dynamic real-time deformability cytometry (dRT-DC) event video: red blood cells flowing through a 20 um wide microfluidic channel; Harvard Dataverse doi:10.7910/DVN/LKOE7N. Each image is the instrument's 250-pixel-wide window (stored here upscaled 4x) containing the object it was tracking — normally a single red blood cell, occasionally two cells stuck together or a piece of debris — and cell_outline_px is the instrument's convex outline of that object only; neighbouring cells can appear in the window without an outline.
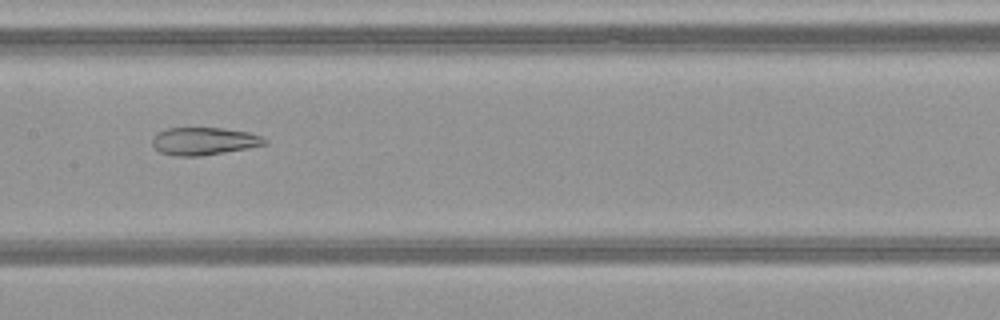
{"species": "common noctule bat (a hibernating species)", "species_latin": "Nyctalus noctula", "temperature_condition": "warm", "stored_images_in_passage": 41, "camera_frame_rate_fps": 3000, "um_per_image_px": 0.085, "animal": {"sex": "female", "body_mass_g": 21.9}, "frame": {"image": 1, "passage_image": 17, "time_ms": 5.333, "image_size_px": [1000, 320], "cell_outline_px": [[268, 144], [248, 148], [200, 156], [176, 156], [160, 152], [152, 144], [152, 136], [168, 128], [220, 128], [248, 132], [264, 136], [268, 140]], "centroid_in_image_um": [17.37, 12.0], "position_along_channel_um": 190.0, "area_um2": 18.09}}
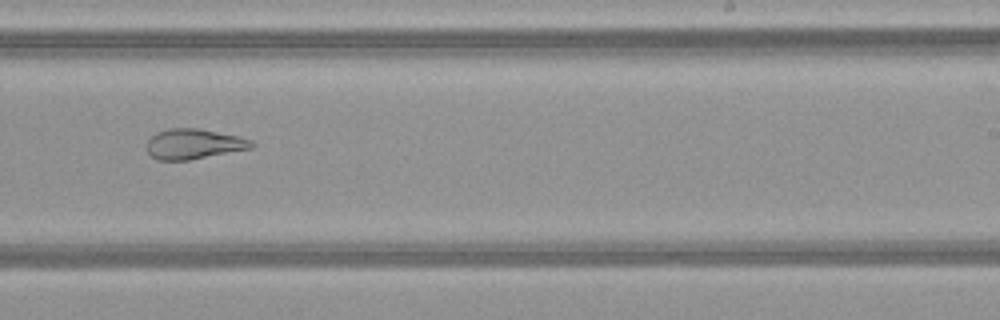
{"frame": {"image": 2, "passage_image": 23, "time_ms": 7.333, "image_size_px": [1000, 320], "cell_outline_px": [[256, 144], [252, 148], [188, 160], [156, 160], [148, 152], [148, 140], [156, 132], [172, 128], [200, 128], [240, 136], [252, 140]], "centroid_in_image_um": [16.51, 12.23], "position_along_channel_um": 272.5, "area_um2": 18.44}}
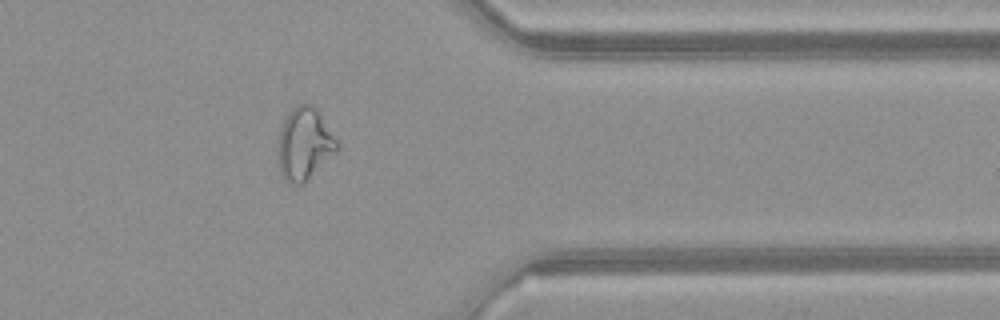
{"frame": {"image": 3, "passage_image": 32, "time_ms": 10.333, "image_size_px": [1000, 320], "cell_outline_px": [[340, 148], [304, 184], [292, 184], [284, 180], [280, 172], [280, 132], [284, 120], [288, 112], [292, 108], [300, 104], [312, 104], [320, 112], [340, 144]], "centroid_in_image_um": [25.93, 12.23], "position_along_channel_um": 385.5, "area_um2": 24.68}, "authors_computed_cell_mechanics": {"area_um2": 24.565, "velocity_mm_per_s": 4.1378, "shape_relaxation_time_tau1_ms": null, "shape_relaxation_time_tau2_ms": 2.2573, "deformation_change_tau1": null, "deformation_change_tau2": 0.1139}}